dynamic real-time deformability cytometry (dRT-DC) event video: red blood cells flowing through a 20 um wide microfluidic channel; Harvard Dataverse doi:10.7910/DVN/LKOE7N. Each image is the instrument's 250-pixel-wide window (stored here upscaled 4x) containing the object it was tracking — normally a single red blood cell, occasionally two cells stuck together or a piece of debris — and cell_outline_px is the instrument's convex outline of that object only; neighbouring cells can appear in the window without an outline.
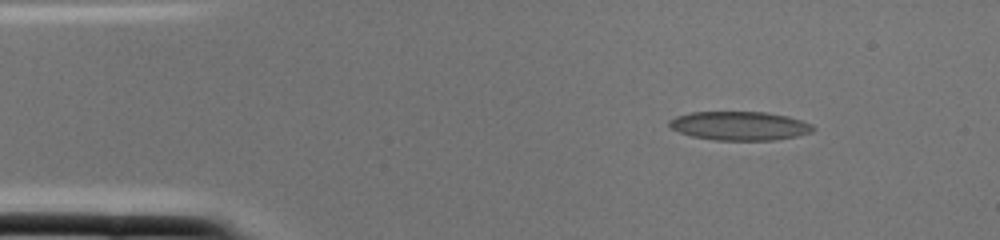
{"species": "common noctule bat (a hibernating species)", "species_latin": "Nyctalus noctula", "temperature_condition": "cold", "stored_images_in_passage": 1, "camera_frame_rate_fps": 3000, "um_per_image_px": 0.085, "animal": {"sex": "female", "body_mass_g": 22.0, "forearm_length_mm": 56.7}, "frame": {"image": 1, "passage_image": 1, "time_ms": 0.0, "image_size_px": [1000, 240], "cell_outline_px": [[816, 128], [812, 132], [796, 136], [776, 140], [716, 140], [692, 136], [680, 132], [672, 128], [668, 124], [668, 120], [676, 116], [692, 112], [768, 112], [788, 116], [812, 124]], "centroid_in_image_um": [62.89, 10.69], "position_along_channel_um": 22.1, "area_um2": 24.16}}